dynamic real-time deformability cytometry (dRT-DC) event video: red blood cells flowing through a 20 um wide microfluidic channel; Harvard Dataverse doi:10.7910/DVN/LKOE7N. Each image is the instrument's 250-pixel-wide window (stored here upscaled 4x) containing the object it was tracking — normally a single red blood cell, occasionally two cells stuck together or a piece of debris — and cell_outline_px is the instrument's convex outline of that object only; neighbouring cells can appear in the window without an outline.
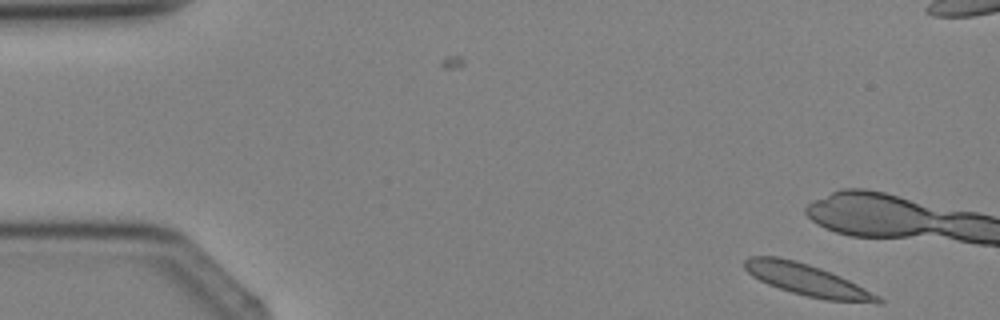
{"species": "Egyptian fruit bat (a non-hibernating species)", "species_latin": "Rousettus aegyptiacus", "temperature_condition": "cold", "stored_images_in_passage": 2, "camera_frame_rate_fps": 3000, "um_per_image_px": 0.085, "animal": {"sex": "female"}, "frame": {"image": 1, "passage_image": 2, "time_ms": 1.0, "image_size_px": [1000, 320], "cell_outline_px": [[884, 300], [880, 304], [824, 300], [792, 292], [768, 284], [752, 276], [744, 268], [744, 260], [748, 256], [776, 256], [808, 264], [820, 268], [840, 276], [880, 296]], "centroid_in_image_um": [68.63, 23.81], "position_along_channel_um": 16.4, "area_um2": 24.39}}